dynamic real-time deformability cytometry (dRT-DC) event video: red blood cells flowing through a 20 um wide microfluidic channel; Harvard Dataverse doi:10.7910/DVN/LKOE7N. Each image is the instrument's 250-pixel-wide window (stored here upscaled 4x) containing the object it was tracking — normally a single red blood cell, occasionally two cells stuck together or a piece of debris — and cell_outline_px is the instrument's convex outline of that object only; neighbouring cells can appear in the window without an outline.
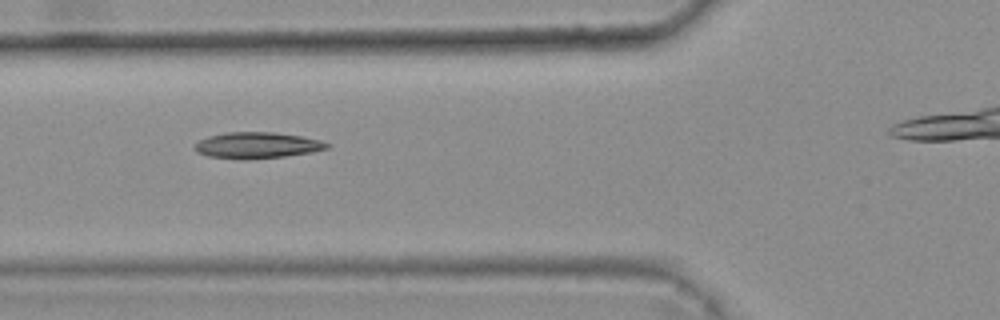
{"species": "common noctule bat (a hibernating species)", "species_latin": "Nyctalus noctula", "temperature_condition": "warm", "stored_images_in_passage": 8, "camera_frame_rate_fps": 3000, "um_per_image_px": 0.085, "animal": {"sex": "female", "body_mass_g": 25.1}, "frame": {"image": 1, "passage_image": 4, "time_ms": 1.0, "image_size_px": [1000, 320], "cell_outline_px": [[328, 148], [312, 152], [284, 156], [248, 160], [244, 160], [208, 156], [196, 152], [192, 148], [200, 140], [208, 136], [228, 132], [276, 132], [300, 136], [320, 140], [328, 144]], "centroid_in_image_um": [21.81, 12.35], "position_along_channel_um": 104.0, "area_um2": 20.17}}
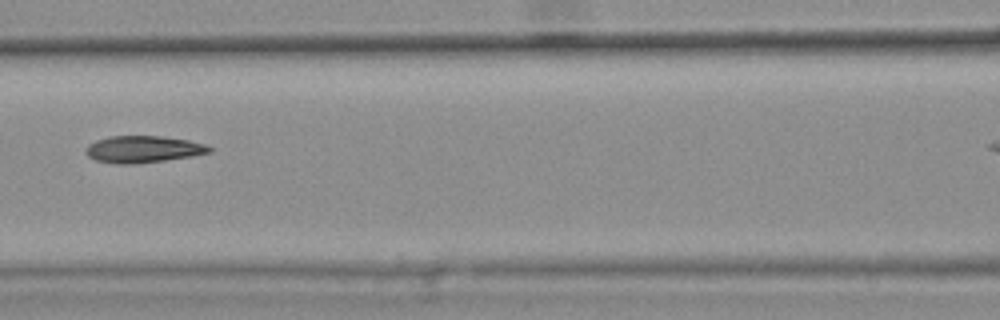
{"frame": {"image": 2, "passage_image": 5, "time_ms": 1.333, "image_size_px": [1000, 320], "cell_outline_px": [[212, 152], [192, 156], [136, 164], [116, 164], [96, 160], [88, 156], [84, 152], [88, 144], [96, 140], [112, 136], [160, 136], [188, 140], [204, 144], [212, 148]], "centroid_in_image_um": [12.15, 12.69], "position_along_channel_um": 154.5, "area_um2": 19.31}}